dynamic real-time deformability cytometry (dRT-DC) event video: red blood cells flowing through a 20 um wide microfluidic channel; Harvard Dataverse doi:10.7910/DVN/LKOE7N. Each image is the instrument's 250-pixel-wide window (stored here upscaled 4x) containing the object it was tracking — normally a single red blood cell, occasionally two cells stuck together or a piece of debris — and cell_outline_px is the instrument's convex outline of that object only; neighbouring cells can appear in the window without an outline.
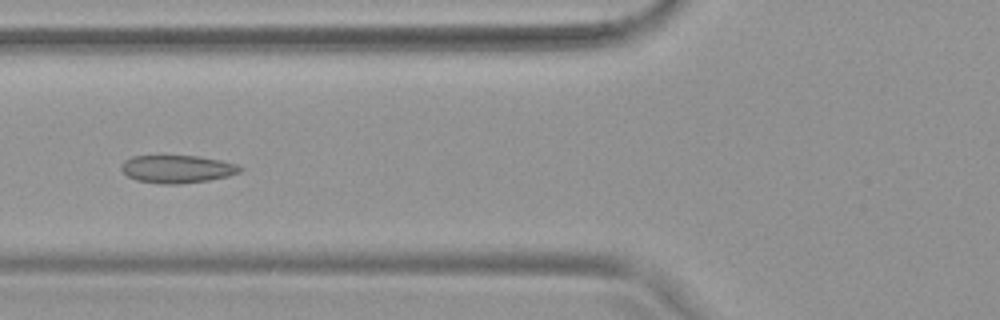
{"species": "common noctule bat (a hibernating species)", "species_latin": "Nyctalus noctula", "temperature_condition": "warm", "stored_images_in_passage": 54, "camera_frame_rate_fps": 3000, "um_per_image_px": 0.085, "animal": {"sex": "female", "body_mass_g": 19.9}, "frame": {"image": 1, "passage_image": 21, "time_ms": 6.667, "image_size_px": [1000, 320], "cell_outline_px": [[244, 168], [240, 172], [228, 176], [208, 180], [176, 184], [160, 184], [136, 180], [128, 176], [120, 168], [124, 160], [132, 156], [200, 156], [220, 160], [236, 164]], "centroid_in_image_um": [15.06, 14.36], "position_along_channel_um": 110.7, "area_um2": 19.19}}
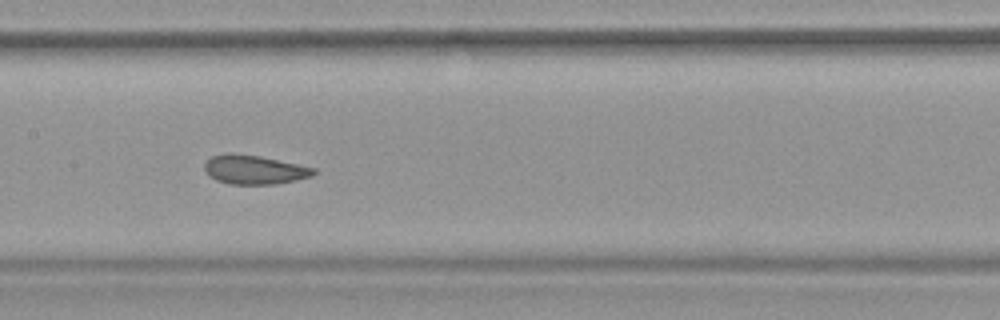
{"frame": {"image": 2, "passage_image": 27, "time_ms": 8.667, "image_size_px": [1000, 320], "cell_outline_px": [[316, 172], [312, 176], [296, 180], [276, 184], [228, 184], [216, 180], [208, 176], [204, 168], [204, 164], [212, 156], [228, 152], [232, 152], [260, 156], [316, 168]], "centroid_in_image_um": [21.59, 14.42], "position_along_channel_um": 185.8, "area_um2": 18.61}}
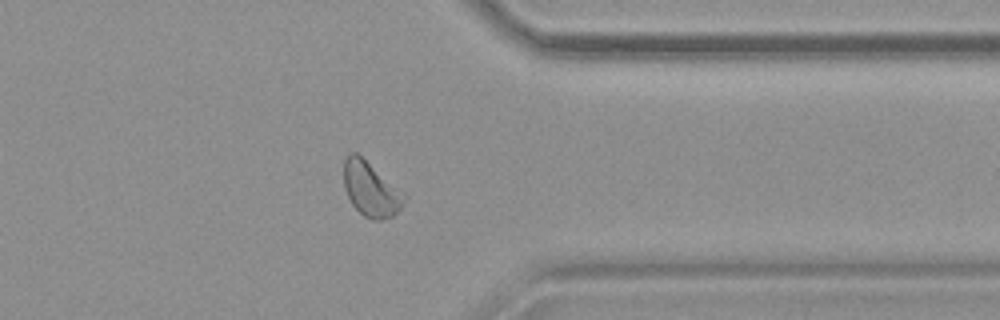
{"frame": {"image": 3, "passage_image": 43, "time_ms": 14.0, "image_size_px": [1000, 320], "cell_outline_px": [[408, 196], [400, 208], [392, 216], [380, 220], [372, 220], [364, 216], [352, 204], [344, 188], [344, 160], [348, 152], [356, 152], [404, 192]], "centroid_in_image_um": [31.51, 16.07], "position_along_channel_um": 379.9, "area_um2": 19.13}, "authors_computed_cell_mechanics": {"area_um2": 19.9988, "velocity_mm_per_s": 3.7554, "shape_relaxation_time_tau1_ms": 11.3415, "shape_relaxation_time_tau2_ms": 1.0761, "deformation_change_tau1": 0.14, "deformation_change_tau2": 0.0744}}